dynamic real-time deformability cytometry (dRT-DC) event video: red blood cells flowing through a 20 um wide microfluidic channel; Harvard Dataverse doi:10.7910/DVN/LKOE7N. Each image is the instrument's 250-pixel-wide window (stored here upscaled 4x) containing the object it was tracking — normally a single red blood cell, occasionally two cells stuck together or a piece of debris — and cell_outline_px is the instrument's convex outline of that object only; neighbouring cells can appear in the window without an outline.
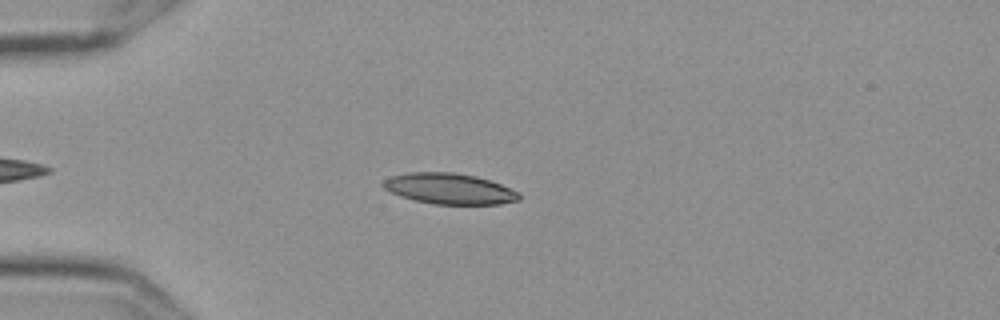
{"species": "Egyptian fruit bat (a non-hibernating species)", "species_latin": "Rousettus aegyptiacus", "temperature_condition": "cold", "stored_images_in_passage": 47, "camera_frame_rate_fps": 3000, "um_per_image_px": 0.085, "frame": {"image": 1, "passage_image": 10, "time_ms": 3.0, "image_size_px": [1000, 320], "cell_outline_px": [[520, 200], [500, 204], [432, 204], [400, 196], [384, 188], [380, 184], [384, 180], [392, 176], [408, 172], [456, 172], [476, 176], [500, 184], [520, 192]], "centroid_in_image_um": [38.2, 16.04], "position_along_channel_um": 46.8, "area_um2": 24.39}}
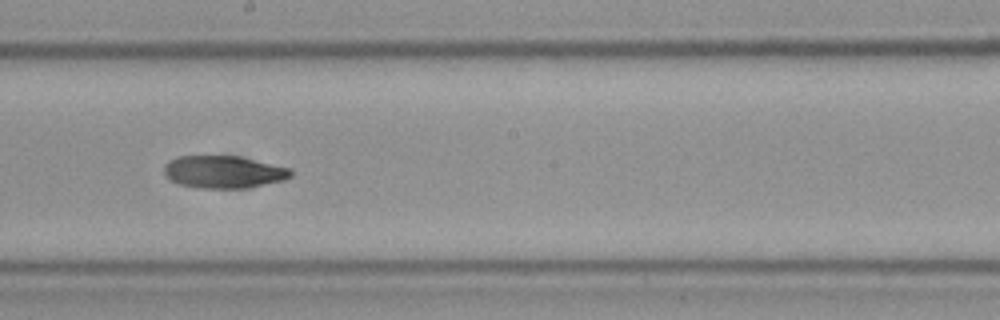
{"frame": {"image": 2, "passage_image": 27, "time_ms": 8.667, "image_size_px": [1000, 320], "cell_outline_px": [[292, 176], [284, 180], [248, 188], [196, 188], [180, 184], [172, 180], [164, 172], [164, 164], [168, 160], [176, 156], [240, 156], [292, 168]], "centroid_in_image_um": [19.03, 14.61], "position_along_channel_um": 229.2, "area_um2": 24.16}}
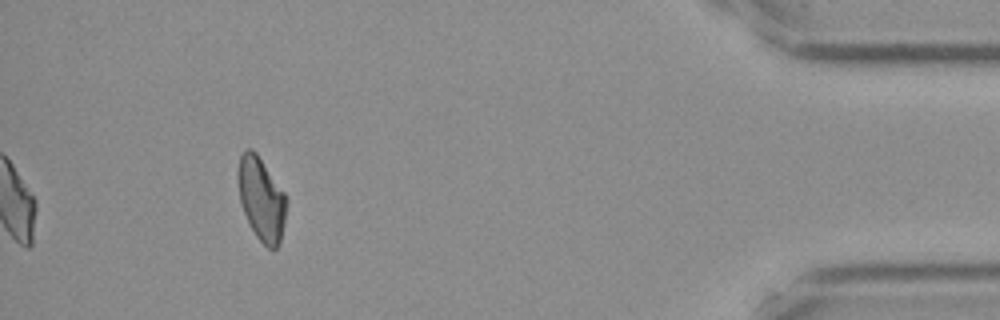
{"frame": {"image": 3, "passage_image": 47, "time_ms": 15.333, "image_size_px": [1000, 320], "cell_outline_px": [[288, 200], [284, 224], [280, 240], [276, 248], [268, 248], [256, 236], [240, 204], [236, 176], [236, 172], [240, 156], [248, 148], [252, 148], [256, 152], [284, 192]], "centroid_in_image_um": [22.2, 16.88], "position_along_channel_um": 413.0, "area_um2": 23.52}}